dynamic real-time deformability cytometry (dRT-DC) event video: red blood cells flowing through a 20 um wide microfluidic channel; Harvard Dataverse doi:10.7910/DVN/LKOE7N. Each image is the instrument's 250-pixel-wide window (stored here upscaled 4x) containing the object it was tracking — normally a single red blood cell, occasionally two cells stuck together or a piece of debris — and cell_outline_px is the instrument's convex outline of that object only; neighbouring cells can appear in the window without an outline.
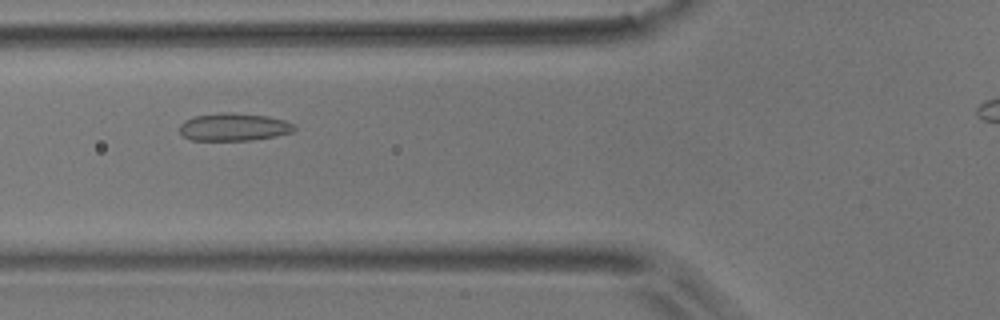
{"species": "common noctule bat (a hibernating species)", "species_latin": "Nyctalus noctula", "temperature_condition": "room temperature", "stored_images_in_passage": 40, "camera_frame_rate_fps": 3000, "um_per_image_px": 0.085, "animal": {"sex": "male", "body_mass_g": 17.9}, "frame": {"image": 1, "passage_image": 11, "time_ms": 3.333, "image_size_px": [1000, 320], "cell_outline_px": [[296, 128], [292, 132], [276, 136], [252, 140], [192, 140], [184, 136], [180, 132], [180, 124], [184, 120], [196, 116], [220, 112], [232, 112], [268, 116], [284, 120], [292, 124]], "centroid_in_image_um": [19.87, 10.79], "position_along_channel_um": 105.9, "area_um2": 18.5}}
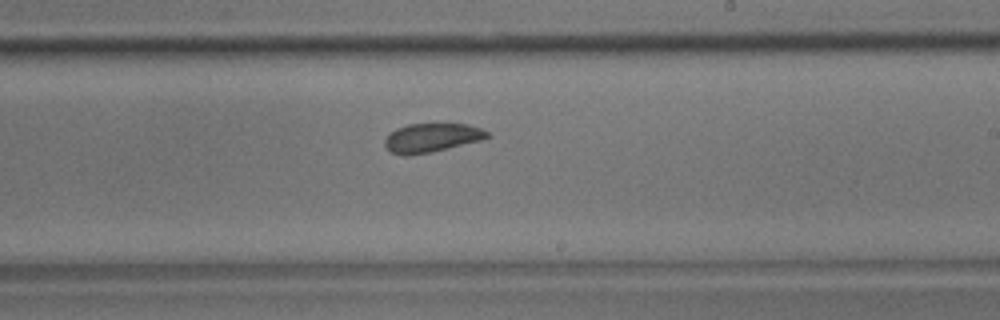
{"frame": {"image": 2, "passage_image": 23, "time_ms": 7.333, "image_size_px": [1000, 320], "cell_outline_px": [[488, 136], [480, 140], [428, 152], [392, 152], [384, 144], [384, 140], [396, 128], [408, 124], [468, 124], [480, 128], [488, 132]], "centroid_in_image_um": [36.72, 11.65], "position_along_channel_um": 252.3, "area_um2": 16.18}}
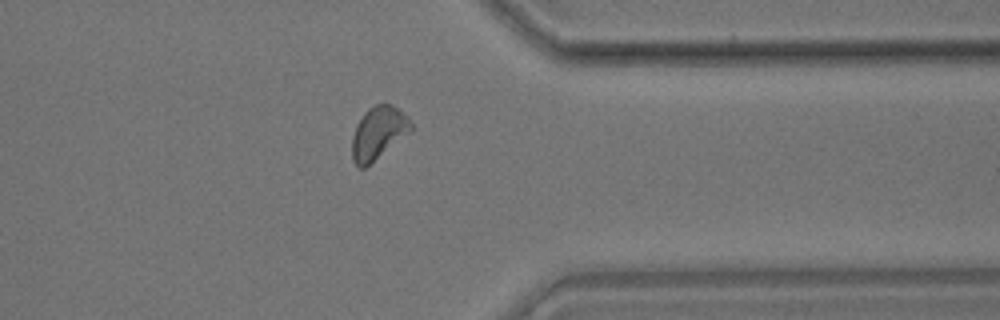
{"frame": {"image": 3, "passage_image": 34, "time_ms": 11.0, "image_size_px": [1000, 320], "cell_outline_px": [[412, 132], [364, 168], [360, 168], [352, 160], [352, 136], [356, 124], [364, 112], [368, 108], [376, 104], [392, 104], [408, 116], [412, 124]], "centroid_in_image_um": [32.17, 11.29], "position_along_channel_um": 379.2, "area_um2": 18.26}}